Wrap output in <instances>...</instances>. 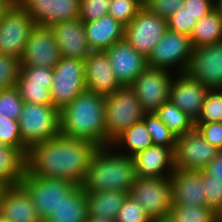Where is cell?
Listing matches in <instances>:
<instances>
[{"label":"cell","mask_w":222,"mask_h":222,"mask_svg":"<svg viewBox=\"0 0 222 222\" xmlns=\"http://www.w3.org/2000/svg\"><path fill=\"white\" fill-rule=\"evenodd\" d=\"M96 148L87 141L59 134L28 149L26 170L40 178L63 179L80 186Z\"/></svg>","instance_id":"1"},{"label":"cell","mask_w":222,"mask_h":222,"mask_svg":"<svg viewBox=\"0 0 222 222\" xmlns=\"http://www.w3.org/2000/svg\"><path fill=\"white\" fill-rule=\"evenodd\" d=\"M60 134L106 146L105 96L89 90L81 92L60 110Z\"/></svg>","instance_id":"2"},{"label":"cell","mask_w":222,"mask_h":222,"mask_svg":"<svg viewBox=\"0 0 222 222\" xmlns=\"http://www.w3.org/2000/svg\"><path fill=\"white\" fill-rule=\"evenodd\" d=\"M111 146L97 147L90 157L80 187L85 192L121 191L130 193L137 178L134 161L125 153L116 154ZM111 151V152H110Z\"/></svg>","instance_id":"3"},{"label":"cell","mask_w":222,"mask_h":222,"mask_svg":"<svg viewBox=\"0 0 222 222\" xmlns=\"http://www.w3.org/2000/svg\"><path fill=\"white\" fill-rule=\"evenodd\" d=\"M145 114L130 86H121L105 96L106 146L134 123L143 120Z\"/></svg>","instance_id":"4"},{"label":"cell","mask_w":222,"mask_h":222,"mask_svg":"<svg viewBox=\"0 0 222 222\" xmlns=\"http://www.w3.org/2000/svg\"><path fill=\"white\" fill-rule=\"evenodd\" d=\"M18 122L22 142L28 149L60 134V110L53 105L24 102Z\"/></svg>","instance_id":"5"},{"label":"cell","mask_w":222,"mask_h":222,"mask_svg":"<svg viewBox=\"0 0 222 222\" xmlns=\"http://www.w3.org/2000/svg\"><path fill=\"white\" fill-rule=\"evenodd\" d=\"M20 185L30 195L32 204L42 222H45L52 211H55L63 199L78 186L63 179L40 178L30 174L27 170Z\"/></svg>","instance_id":"6"},{"label":"cell","mask_w":222,"mask_h":222,"mask_svg":"<svg viewBox=\"0 0 222 222\" xmlns=\"http://www.w3.org/2000/svg\"><path fill=\"white\" fill-rule=\"evenodd\" d=\"M53 71L51 101L55 108L61 110L87 90L84 60L61 57Z\"/></svg>","instance_id":"7"},{"label":"cell","mask_w":222,"mask_h":222,"mask_svg":"<svg viewBox=\"0 0 222 222\" xmlns=\"http://www.w3.org/2000/svg\"><path fill=\"white\" fill-rule=\"evenodd\" d=\"M153 222H163L172 206L170 177H137L129 193Z\"/></svg>","instance_id":"8"},{"label":"cell","mask_w":222,"mask_h":222,"mask_svg":"<svg viewBox=\"0 0 222 222\" xmlns=\"http://www.w3.org/2000/svg\"><path fill=\"white\" fill-rule=\"evenodd\" d=\"M35 26L26 10L19 3H14L0 22V54L21 59Z\"/></svg>","instance_id":"9"},{"label":"cell","mask_w":222,"mask_h":222,"mask_svg":"<svg viewBox=\"0 0 222 222\" xmlns=\"http://www.w3.org/2000/svg\"><path fill=\"white\" fill-rule=\"evenodd\" d=\"M167 30V20L151 13L143 6L125 26L124 39L137 52L148 58Z\"/></svg>","instance_id":"10"},{"label":"cell","mask_w":222,"mask_h":222,"mask_svg":"<svg viewBox=\"0 0 222 222\" xmlns=\"http://www.w3.org/2000/svg\"><path fill=\"white\" fill-rule=\"evenodd\" d=\"M192 51L190 36L168 29L148 56L147 66L168 70L176 65L179 68V74L185 73Z\"/></svg>","instance_id":"11"},{"label":"cell","mask_w":222,"mask_h":222,"mask_svg":"<svg viewBox=\"0 0 222 222\" xmlns=\"http://www.w3.org/2000/svg\"><path fill=\"white\" fill-rule=\"evenodd\" d=\"M219 150L209 144L194 127L176 138L174 167L180 170L203 171Z\"/></svg>","instance_id":"12"},{"label":"cell","mask_w":222,"mask_h":222,"mask_svg":"<svg viewBox=\"0 0 222 222\" xmlns=\"http://www.w3.org/2000/svg\"><path fill=\"white\" fill-rule=\"evenodd\" d=\"M168 71L147 66L130 85L146 113H155L163 103L169 100L173 77Z\"/></svg>","instance_id":"13"},{"label":"cell","mask_w":222,"mask_h":222,"mask_svg":"<svg viewBox=\"0 0 222 222\" xmlns=\"http://www.w3.org/2000/svg\"><path fill=\"white\" fill-rule=\"evenodd\" d=\"M185 73L209 90L222 89V42L193 48Z\"/></svg>","instance_id":"14"},{"label":"cell","mask_w":222,"mask_h":222,"mask_svg":"<svg viewBox=\"0 0 222 222\" xmlns=\"http://www.w3.org/2000/svg\"><path fill=\"white\" fill-rule=\"evenodd\" d=\"M61 57L50 27L36 25L32 29L20 61L21 66L54 68Z\"/></svg>","instance_id":"15"},{"label":"cell","mask_w":222,"mask_h":222,"mask_svg":"<svg viewBox=\"0 0 222 222\" xmlns=\"http://www.w3.org/2000/svg\"><path fill=\"white\" fill-rule=\"evenodd\" d=\"M19 4L39 26L78 19L80 14V0H21Z\"/></svg>","instance_id":"16"},{"label":"cell","mask_w":222,"mask_h":222,"mask_svg":"<svg viewBox=\"0 0 222 222\" xmlns=\"http://www.w3.org/2000/svg\"><path fill=\"white\" fill-rule=\"evenodd\" d=\"M53 68L39 66H21L16 88L24 102L52 105L50 87Z\"/></svg>","instance_id":"17"},{"label":"cell","mask_w":222,"mask_h":222,"mask_svg":"<svg viewBox=\"0 0 222 222\" xmlns=\"http://www.w3.org/2000/svg\"><path fill=\"white\" fill-rule=\"evenodd\" d=\"M105 53L121 86H130L147 67V58L125 39L114 43Z\"/></svg>","instance_id":"18"},{"label":"cell","mask_w":222,"mask_h":222,"mask_svg":"<svg viewBox=\"0 0 222 222\" xmlns=\"http://www.w3.org/2000/svg\"><path fill=\"white\" fill-rule=\"evenodd\" d=\"M177 76L171 82L169 100L195 122L209 89L187 73Z\"/></svg>","instance_id":"19"},{"label":"cell","mask_w":222,"mask_h":222,"mask_svg":"<svg viewBox=\"0 0 222 222\" xmlns=\"http://www.w3.org/2000/svg\"><path fill=\"white\" fill-rule=\"evenodd\" d=\"M49 27L62 57L85 60L92 52L85 35L84 22L80 18Z\"/></svg>","instance_id":"20"},{"label":"cell","mask_w":222,"mask_h":222,"mask_svg":"<svg viewBox=\"0 0 222 222\" xmlns=\"http://www.w3.org/2000/svg\"><path fill=\"white\" fill-rule=\"evenodd\" d=\"M84 72L87 90L95 94L108 96L121 87L105 51L91 52L84 60Z\"/></svg>","instance_id":"21"},{"label":"cell","mask_w":222,"mask_h":222,"mask_svg":"<svg viewBox=\"0 0 222 222\" xmlns=\"http://www.w3.org/2000/svg\"><path fill=\"white\" fill-rule=\"evenodd\" d=\"M174 150L175 148L152 145L135 154L132 158L136 176L142 178L170 177L175 170Z\"/></svg>","instance_id":"22"},{"label":"cell","mask_w":222,"mask_h":222,"mask_svg":"<svg viewBox=\"0 0 222 222\" xmlns=\"http://www.w3.org/2000/svg\"><path fill=\"white\" fill-rule=\"evenodd\" d=\"M172 204L205 206L206 196L201 184V171L175 169L170 176Z\"/></svg>","instance_id":"23"},{"label":"cell","mask_w":222,"mask_h":222,"mask_svg":"<svg viewBox=\"0 0 222 222\" xmlns=\"http://www.w3.org/2000/svg\"><path fill=\"white\" fill-rule=\"evenodd\" d=\"M0 214L8 222H42L30 195L20 185L8 186L0 202Z\"/></svg>","instance_id":"24"},{"label":"cell","mask_w":222,"mask_h":222,"mask_svg":"<svg viewBox=\"0 0 222 222\" xmlns=\"http://www.w3.org/2000/svg\"><path fill=\"white\" fill-rule=\"evenodd\" d=\"M84 29L92 52L106 51L124 39L125 26L109 14L94 22H84Z\"/></svg>","instance_id":"25"},{"label":"cell","mask_w":222,"mask_h":222,"mask_svg":"<svg viewBox=\"0 0 222 222\" xmlns=\"http://www.w3.org/2000/svg\"><path fill=\"white\" fill-rule=\"evenodd\" d=\"M85 194L89 217L112 220L116 219L118 210L129 195V193L121 191H98Z\"/></svg>","instance_id":"26"},{"label":"cell","mask_w":222,"mask_h":222,"mask_svg":"<svg viewBox=\"0 0 222 222\" xmlns=\"http://www.w3.org/2000/svg\"><path fill=\"white\" fill-rule=\"evenodd\" d=\"M88 217L86 194L77 186L45 222H86Z\"/></svg>","instance_id":"27"},{"label":"cell","mask_w":222,"mask_h":222,"mask_svg":"<svg viewBox=\"0 0 222 222\" xmlns=\"http://www.w3.org/2000/svg\"><path fill=\"white\" fill-rule=\"evenodd\" d=\"M26 171V155L19 149L0 145V180L9 186L18 185Z\"/></svg>","instance_id":"28"},{"label":"cell","mask_w":222,"mask_h":222,"mask_svg":"<svg viewBox=\"0 0 222 222\" xmlns=\"http://www.w3.org/2000/svg\"><path fill=\"white\" fill-rule=\"evenodd\" d=\"M190 41L193 48L222 42V18L216 8L196 22Z\"/></svg>","instance_id":"29"},{"label":"cell","mask_w":222,"mask_h":222,"mask_svg":"<svg viewBox=\"0 0 222 222\" xmlns=\"http://www.w3.org/2000/svg\"><path fill=\"white\" fill-rule=\"evenodd\" d=\"M128 147L126 155L133 157L135 154L152 146V140L149 132L145 127L144 120L134 123L127 130H125L119 137H117L112 143L111 147L115 146Z\"/></svg>","instance_id":"30"},{"label":"cell","mask_w":222,"mask_h":222,"mask_svg":"<svg viewBox=\"0 0 222 222\" xmlns=\"http://www.w3.org/2000/svg\"><path fill=\"white\" fill-rule=\"evenodd\" d=\"M155 113L176 138L195 127L194 121L170 100L163 103Z\"/></svg>","instance_id":"31"},{"label":"cell","mask_w":222,"mask_h":222,"mask_svg":"<svg viewBox=\"0 0 222 222\" xmlns=\"http://www.w3.org/2000/svg\"><path fill=\"white\" fill-rule=\"evenodd\" d=\"M218 213L208 206L172 204L163 222H217Z\"/></svg>","instance_id":"32"},{"label":"cell","mask_w":222,"mask_h":222,"mask_svg":"<svg viewBox=\"0 0 222 222\" xmlns=\"http://www.w3.org/2000/svg\"><path fill=\"white\" fill-rule=\"evenodd\" d=\"M143 120L145 122V127L151 136L153 145L175 148V135L160 120L156 113H146Z\"/></svg>","instance_id":"33"},{"label":"cell","mask_w":222,"mask_h":222,"mask_svg":"<svg viewBox=\"0 0 222 222\" xmlns=\"http://www.w3.org/2000/svg\"><path fill=\"white\" fill-rule=\"evenodd\" d=\"M222 122V89L208 90L199 117L194 123Z\"/></svg>","instance_id":"34"},{"label":"cell","mask_w":222,"mask_h":222,"mask_svg":"<svg viewBox=\"0 0 222 222\" xmlns=\"http://www.w3.org/2000/svg\"><path fill=\"white\" fill-rule=\"evenodd\" d=\"M143 7V0H111L108 14L126 26Z\"/></svg>","instance_id":"35"},{"label":"cell","mask_w":222,"mask_h":222,"mask_svg":"<svg viewBox=\"0 0 222 222\" xmlns=\"http://www.w3.org/2000/svg\"><path fill=\"white\" fill-rule=\"evenodd\" d=\"M24 101L16 87L0 91V117L19 120Z\"/></svg>","instance_id":"36"},{"label":"cell","mask_w":222,"mask_h":222,"mask_svg":"<svg viewBox=\"0 0 222 222\" xmlns=\"http://www.w3.org/2000/svg\"><path fill=\"white\" fill-rule=\"evenodd\" d=\"M21 72V61L13 56L0 54V91L16 87Z\"/></svg>","instance_id":"37"},{"label":"cell","mask_w":222,"mask_h":222,"mask_svg":"<svg viewBox=\"0 0 222 222\" xmlns=\"http://www.w3.org/2000/svg\"><path fill=\"white\" fill-rule=\"evenodd\" d=\"M0 139L4 145L19 148L27 155L28 148L23 144L19 122L5 116L0 117Z\"/></svg>","instance_id":"38"},{"label":"cell","mask_w":222,"mask_h":222,"mask_svg":"<svg viewBox=\"0 0 222 222\" xmlns=\"http://www.w3.org/2000/svg\"><path fill=\"white\" fill-rule=\"evenodd\" d=\"M115 222H153L144 208L130 194L118 210Z\"/></svg>","instance_id":"39"},{"label":"cell","mask_w":222,"mask_h":222,"mask_svg":"<svg viewBox=\"0 0 222 222\" xmlns=\"http://www.w3.org/2000/svg\"><path fill=\"white\" fill-rule=\"evenodd\" d=\"M201 184L206 196V206L213 208L217 213L222 211V185L213 177L201 171Z\"/></svg>","instance_id":"40"},{"label":"cell","mask_w":222,"mask_h":222,"mask_svg":"<svg viewBox=\"0 0 222 222\" xmlns=\"http://www.w3.org/2000/svg\"><path fill=\"white\" fill-rule=\"evenodd\" d=\"M111 0H80L79 18L83 22H94L108 14Z\"/></svg>","instance_id":"41"},{"label":"cell","mask_w":222,"mask_h":222,"mask_svg":"<svg viewBox=\"0 0 222 222\" xmlns=\"http://www.w3.org/2000/svg\"><path fill=\"white\" fill-rule=\"evenodd\" d=\"M185 0H143V6L151 13L168 19L175 12L183 8Z\"/></svg>","instance_id":"42"},{"label":"cell","mask_w":222,"mask_h":222,"mask_svg":"<svg viewBox=\"0 0 222 222\" xmlns=\"http://www.w3.org/2000/svg\"><path fill=\"white\" fill-rule=\"evenodd\" d=\"M197 19L189 15L181 8L167 19L168 29L177 33L190 36L193 32Z\"/></svg>","instance_id":"43"},{"label":"cell","mask_w":222,"mask_h":222,"mask_svg":"<svg viewBox=\"0 0 222 222\" xmlns=\"http://www.w3.org/2000/svg\"><path fill=\"white\" fill-rule=\"evenodd\" d=\"M194 126L209 144L222 151V122L194 123Z\"/></svg>","instance_id":"44"},{"label":"cell","mask_w":222,"mask_h":222,"mask_svg":"<svg viewBox=\"0 0 222 222\" xmlns=\"http://www.w3.org/2000/svg\"><path fill=\"white\" fill-rule=\"evenodd\" d=\"M183 8L198 21L215 8V0H185Z\"/></svg>","instance_id":"45"},{"label":"cell","mask_w":222,"mask_h":222,"mask_svg":"<svg viewBox=\"0 0 222 222\" xmlns=\"http://www.w3.org/2000/svg\"><path fill=\"white\" fill-rule=\"evenodd\" d=\"M203 171L222 185V151H219Z\"/></svg>","instance_id":"46"},{"label":"cell","mask_w":222,"mask_h":222,"mask_svg":"<svg viewBox=\"0 0 222 222\" xmlns=\"http://www.w3.org/2000/svg\"><path fill=\"white\" fill-rule=\"evenodd\" d=\"M13 4L12 0H0V22Z\"/></svg>","instance_id":"47"},{"label":"cell","mask_w":222,"mask_h":222,"mask_svg":"<svg viewBox=\"0 0 222 222\" xmlns=\"http://www.w3.org/2000/svg\"><path fill=\"white\" fill-rule=\"evenodd\" d=\"M86 222H115V220L106 219V218L88 217Z\"/></svg>","instance_id":"48"},{"label":"cell","mask_w":222,"mask_h":222,"mask_svg":"<svg viewBox=\"0 0 222 222\" xmlns=\"http://www.w3.org/2000/svg\"><path fill=\"white\" fill-rule=\"evenodd\" d=\"M8 186H9L8 184H6L0 180V202H1L3 194H4L5 190L8 188Z\"/></svg>","instance_id":"49"},{"label":"cell","mask_w":222,"mask_h":222,"mask_svg":"<svg viewBox=\"0 0 222 222\" xmlns=\"http://www.w3.org/2000/svg\"><path fill=\"white\" fill-rule=\"evenodd\" d=\"M215 8L218 10L222 18V0H215Z\"/></svg>","instance_id":"50"},{"label":"cell","mask_w":222,"mask_h":222,"mask_svg":"<svg viewBox=\"0 0 222 222\" xmlns=\"http://www.w3.org/2000/svg\"><path fill=\"white\" fill-rule=\"evenodd\" d=\"M217 222H222V211L218 213Z\"/></svg>","instance_id":"51"},{"label":"cell","mask_w":222,"mask_h":222,"mask_svg":"<svg viewBox=\"0 0 222 222\" xmlns=\"http://www.w3.org/2000/svg\"><path fill=\"white\" fill-rule=\"evenodd\" d=\"M0 222H8V221L0 214Z\"/></svg>","instance_id":"52"},{"label":"cell","mask_w":222,"mask_h":222,"mask_svg":"<svg viewBox=\"0 0 222 222\" xmlns=\"http://www.w3.org/2000/svg\"><path fill=\"white\" fill-rule=\"evenodd\" d=\"M14 3H20L21 0H12Z\"/></svg>","instance_id":"53"}]
</instances>
